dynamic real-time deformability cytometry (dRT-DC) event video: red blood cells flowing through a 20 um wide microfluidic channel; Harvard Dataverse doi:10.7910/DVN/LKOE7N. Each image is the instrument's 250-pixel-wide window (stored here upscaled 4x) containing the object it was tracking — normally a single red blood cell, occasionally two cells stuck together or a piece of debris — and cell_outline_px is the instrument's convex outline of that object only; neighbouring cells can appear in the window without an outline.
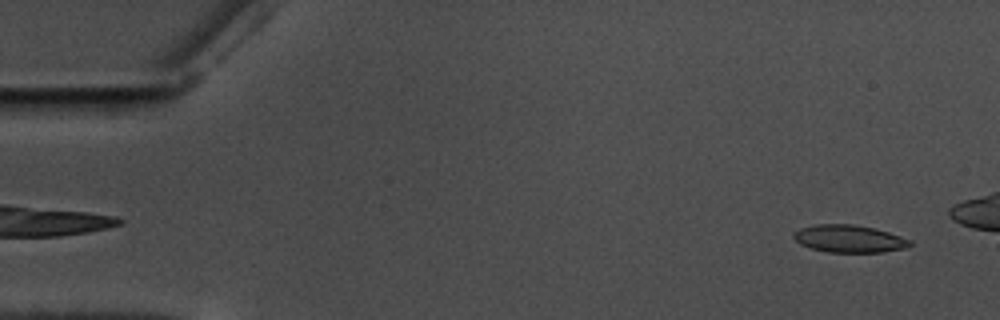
{"species": "common noctule bat (a hibernating species)", "species_latin": "Nyctalus noctula", "temperature_condition": "warm", "stored_images_in_passage": 50, "camera_frame_rate_fps": 3000, "um_per_image_px": 0.085, "animal": {"sex": "male", "body_mass_g": 17.5, "forearm_length_mm": 52.3}, "frame": {"image": 1, "passage_image": 3, "time_ms": 0.667, "image_size_px": [1000, 320], "cell_outline_px": [[912, 244], [904, 248], [880, 252], [828, 252], [812, 248], [800, 244], [792, 236], [792, 232], [800, 228], [816, 224], [852, 224], [872, 228], [888, 232], [912, 240]], "centroid_in_image_um": [72.15, 20.28], "position_along_channel_um": 12.9, "area_um2": 18.5}}
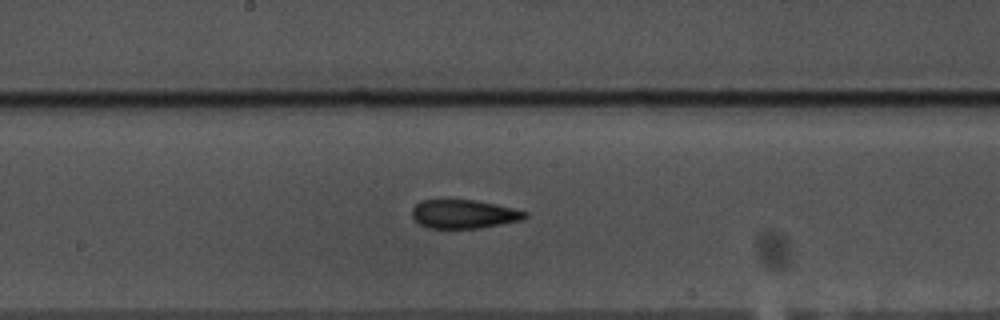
{"frame": {"image": 2, "passage_image": 30, "time_ms": 9.667, "image_size_px": [1000, 320], "cell_outline_px": [[528, 216], [520, 220], [480, 228], [428, 228], [420, 224], [412, 216], [412, 208], [420, 200], [472, 200], [496, 204], [528, 212]], "centroid_in_image_um": [39.41, 18.19], "position_along_channel_um": 208.8, "area_um2": 18.73}}
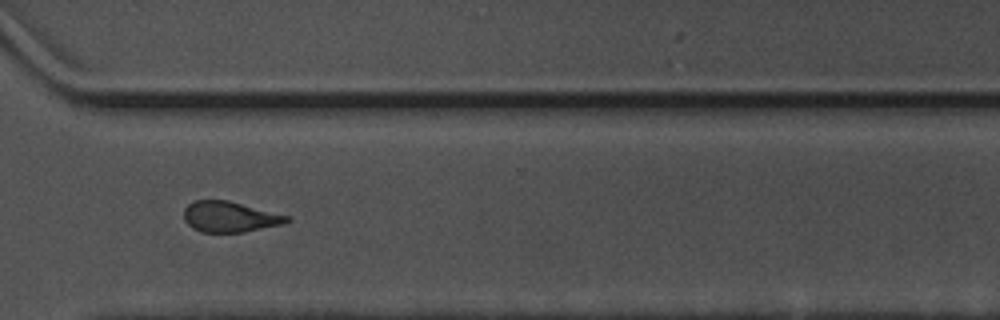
{"frame": {"image": 3, "passage_image": 42, "time_ms": 13.667, "image_size_px": [1000, 320], "cell_outline_px": [[292, 220], [280, 224], [244, 232], [200, 232], [192, 228], [184, 220], [184, 208], [192, 200], [228, 200], [292, 216]], "centroid_in_image_um": [19.53, 18.42], "position_along_channel_um": 351.1, "area_um2": 18.55}}